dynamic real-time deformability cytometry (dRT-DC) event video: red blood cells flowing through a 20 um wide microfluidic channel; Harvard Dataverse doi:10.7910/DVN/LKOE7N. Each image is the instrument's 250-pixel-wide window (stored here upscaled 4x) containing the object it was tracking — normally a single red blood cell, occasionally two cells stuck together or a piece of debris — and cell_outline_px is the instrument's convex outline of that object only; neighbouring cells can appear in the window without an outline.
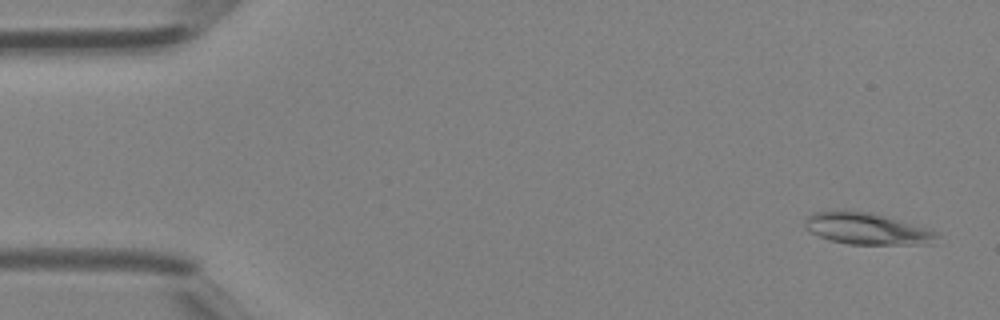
{"species": "Egyptian fruit bat (a non-hibernating species)", "species_latin": "Rousettus aegyptiacus", "temperature_condition": "room temperature", "stored_images_in_passage": 42, "camera_frame_rate_fps": 3000, "um_per_image_px": 0.085, "animal": {"sex": "female"}, "frame": {"image": 1, "passage_image": 2, "time_ms": 0.333, "image_size_px": [1000, 320], "cell_outline_px": [[940, 236], [932, 244], [848, 244], [832, 240], [820, 236], [812, 232], [804, 224], [804, 220], [812, 212], [868, 212], [884, 216], [940, 232]], "centroid_in_image_um": [73.75, 19.47], "position_along_channel_um": 11.2, "area_um2": 23.64}}
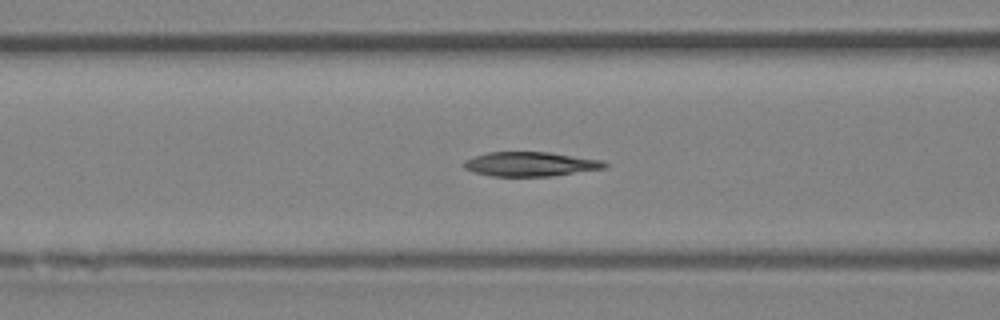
{"frame": {"image": 2, "passage_image": 17, "time_ms": 5.333, "image_size_px": [1000, 320], "cell_outline_px": [[608, 168], [552, 176], [492, 176], [472, 172], [464, 168], [464, 160], [488, 152], [548, 152], [600, 160], [608, 164]], "centroid_in_image_um": [45.09, 13.95], "position_along_channel_um": 121.5, "area_um2": 19.94}}
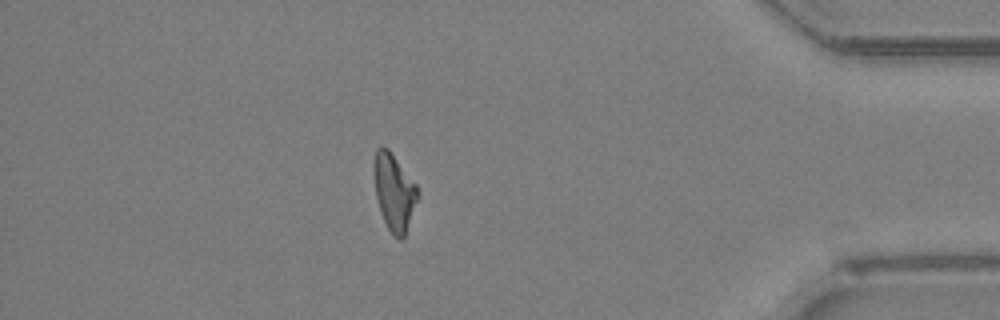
{"frame": {"image": 3, "passage_image": 37, "time_ms": 12.0, "image_size_px": [1000, 320], "cell_outline_px": [[420, 196], [404, 236], [400, 240], [392, 236], [384, 220], [376, 196], [372, 172], [372, 164], [376, 148], [380, 144], [388, 148], [416, 184]], "centroid_in_image_um": [33.48, 16.28], "position_along_channel_um": 401.7, "area_um2": 19.88}}